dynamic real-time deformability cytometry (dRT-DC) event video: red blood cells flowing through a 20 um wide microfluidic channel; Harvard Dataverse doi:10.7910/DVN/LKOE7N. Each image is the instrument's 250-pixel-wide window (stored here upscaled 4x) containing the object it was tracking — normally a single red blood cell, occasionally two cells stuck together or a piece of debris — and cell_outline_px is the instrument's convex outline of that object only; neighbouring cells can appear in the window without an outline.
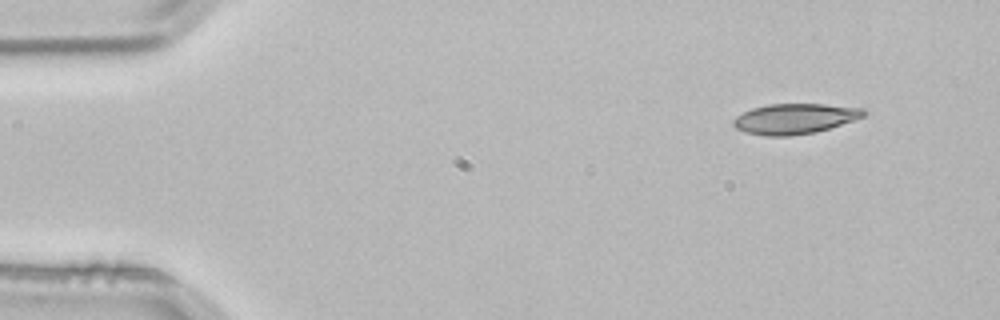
{"species": "common noctule bat (a hibernating species)", "species_latin": "Nyctalus noctula", "temperature_condition": "room temperature", "stored_images_in_passage": 4, "segment_of_instrument_passage": [2, 2], "camera_frame_rate_fps": 3000, "um_per_image_px": 0.085, "animal": {"sex": "male", "body_mass_g": 21.5, "forearm_length_mm": 52.0}, "frame": {"image": 1, "passage_image": 4, "time_ms": 1.0, "image_size_px": [1000, 320], "cell_outline_px": [[868, 112], [864, 116], [856, 120], [816, 132], [792, 136], [764, 136], [744, 132], [736, 128], [732, 124], [732, 120], [736, 116], [752, 108], [768, 104], [824, 104], [868, 108]], "centroid_in_image_um": [67.59, 10.09], "position_along_channel_um": 17.4, "area_um2": 23.41}}